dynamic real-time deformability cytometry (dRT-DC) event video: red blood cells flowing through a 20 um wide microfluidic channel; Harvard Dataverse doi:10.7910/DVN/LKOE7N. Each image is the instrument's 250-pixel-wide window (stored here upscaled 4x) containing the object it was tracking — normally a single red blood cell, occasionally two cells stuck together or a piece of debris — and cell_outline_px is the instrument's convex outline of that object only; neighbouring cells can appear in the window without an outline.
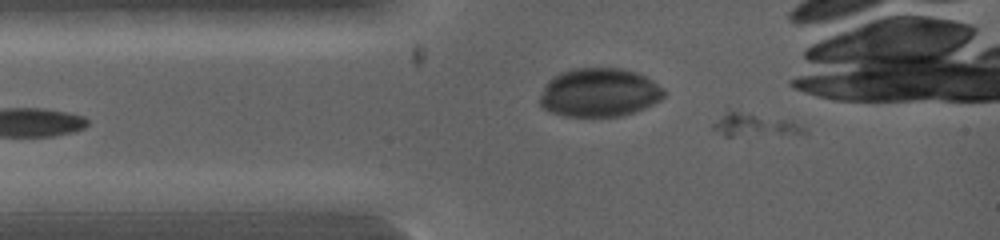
{"species": "common noctule bat (a hibernating species)", "species_latin": "Nyctalus noctula", "temperature_condition": "warm", "stored_images_in_passage": 8, "camera_frame_rate_fps": 5000, "um_per_image_px": 0.085, "animal": {"sex": "female", "body_mass_g": 19.0, "forearm_length_mm": 53.3}, "frame": {"image": 1, "passage_image": 1, "time_ms": 0.0, "image_size_px": [1000, 240], "cell_outline_px": [[808, 132], [732, 136], [724, 136], [712, 128], [712, 124], [728, 108], [792, 120], [804, 128]], "centroid_in_image_um": [64.03, 10.56], "position_along_channel_um": 21.0, "area_um2": 12.25}}